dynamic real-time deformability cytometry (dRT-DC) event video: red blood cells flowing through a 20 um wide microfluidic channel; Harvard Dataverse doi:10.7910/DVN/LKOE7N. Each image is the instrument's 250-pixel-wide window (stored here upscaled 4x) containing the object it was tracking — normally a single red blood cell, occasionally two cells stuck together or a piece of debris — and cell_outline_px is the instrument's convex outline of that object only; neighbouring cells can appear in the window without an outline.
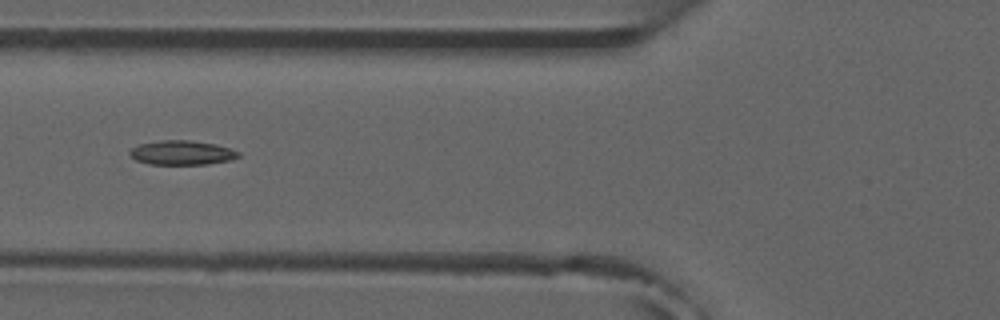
{"species": "common noctule bat (a hibernating species)", "species_latin": "Nyctalus noctula", "temperature_condition": "room temperature", "stored_images_in_passage": 6, "camera_frame_rate_fps": 3000, "um_per_image_px": 0.085, "animal": {"sex": "male", "forearm_length_mm": 52.5}, "frame": {"image": 1, "passage_image": 6, "time_ms": 6.333, "image_size_px": [1000, 320], "cell_outline_px": [[240, 156], [232, 160], [208, 164], [148, 164], [136, 160], [128, 152], [132, 148], [140, 144], [160, 140], [188, 140], [216, 144], [240, 152]], "centroid_in_image_um": [15.48, 12.98], "position_along_channel_um": 110.3, "area_um2": 15.37}}